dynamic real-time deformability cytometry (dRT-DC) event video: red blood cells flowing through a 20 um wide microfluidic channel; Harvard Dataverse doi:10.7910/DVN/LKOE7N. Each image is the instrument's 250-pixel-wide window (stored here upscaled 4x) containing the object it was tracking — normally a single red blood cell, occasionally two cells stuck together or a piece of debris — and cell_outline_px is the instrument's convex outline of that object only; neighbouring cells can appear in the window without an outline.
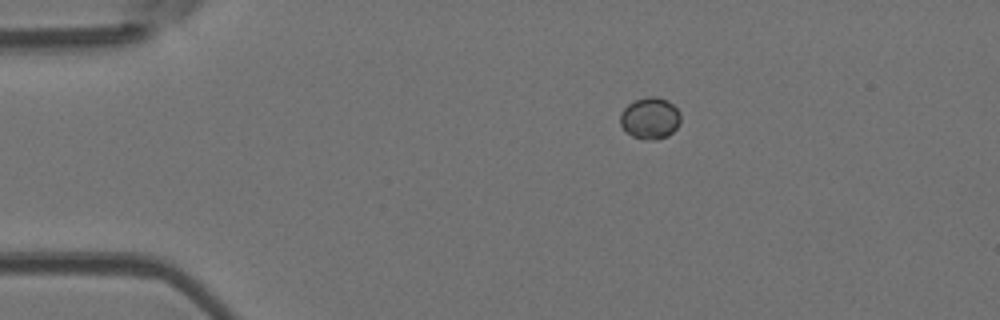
{"species": "Egyptian fruit bat (a non-hibernating species)", "species_latin": "Rousettus aegyptiacus", "temperature_condition": "room temperature", "stored_images_in_passage": 44, "segment_of_instrument_passage": [1, 2], "camera_frame_rate_fps": 3000, "um_per_image_px": 0.085, "animal": {"sex": "female"}, "frame": {"image": 1, "passage_image": 1, "time_ms": 0.0, "image_size_px": [1000, 320], "cell_outline_px": [[680, 124], [668, 136], [656, 140], [644, 140], [632, 136], [620, 124], [620, 112], [628, 104], [636, 100], [648, 96], [656, 96], [668, 100], [680, 112]], "centroid_in_image_um": [55.26, 10.05], "position_along_channel_um": 29.7, "area_um2": 14.74}}
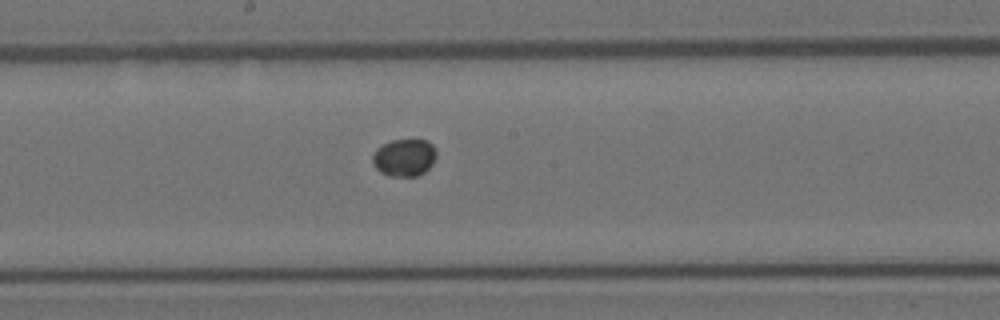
{"frame": {"image": 2, "passage_image": 19, "time_ms": 6.0, "image_size_px": [1000, 320], "cell_outline_px": [[436, 156], [432, 164], [424, 172], [416, 176], [388, 176], [380, 172], [372, 164], [372, 156], [376, 148], [392, 140], [428, 140], [436, 148]], "centroid_in_image_um": [34.36, 13.39], "position_along_channel_um": 213.8, "area_um2": 13.99}}
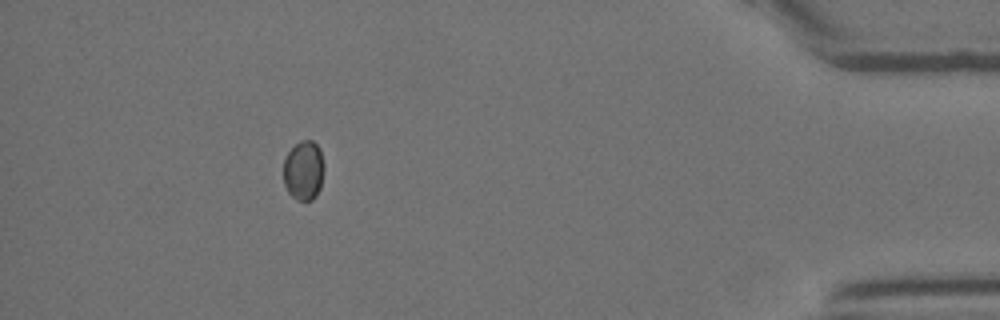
{"frame": {"image": 3, "passage_image": 38, "time_ms": 12.333, "image_size_px": [1000, 320], "cell_outline_px": [[324, 168], [320, 188], [316, 196], [312, 200], [300, 200], [292, 196], [288, 192], [284, 184], [284, 160], [288, 152], [300, 140], [312, 140], [320, 148], [324, 164]], "centroid_in_image_um": [25.82, 14.48], "position_along_channel_um": 409.4, "area_um2": 14.1}}